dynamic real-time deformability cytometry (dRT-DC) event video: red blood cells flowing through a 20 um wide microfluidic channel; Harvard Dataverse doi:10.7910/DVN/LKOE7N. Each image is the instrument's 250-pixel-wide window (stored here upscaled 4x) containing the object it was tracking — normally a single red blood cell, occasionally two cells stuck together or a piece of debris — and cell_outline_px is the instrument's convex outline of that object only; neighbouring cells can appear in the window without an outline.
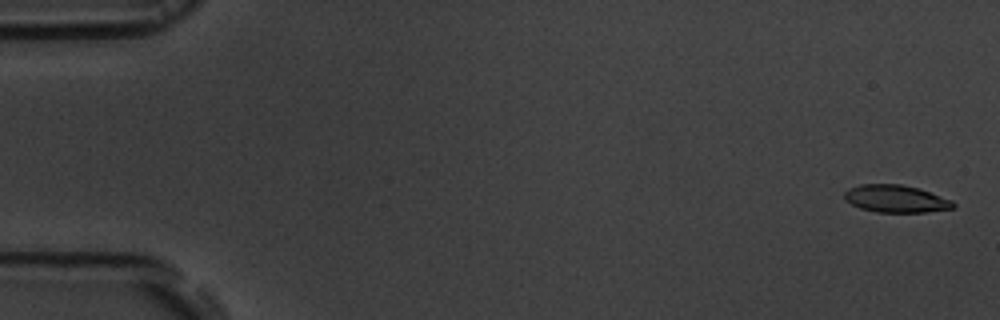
{"species": "common noctule bat (a hibernating species)", "species_latin": "Nyctalus noctula", "temperature_condition": "room temperature", "stored_images_in_passage": 17, "camera_frame_rate_fps": 3000, "um_per_image_px": 0.085, "animal": {"sex": "male", "body_mass_g": 19.5, "forearm_length_mm": 54.6}, "frame": {"image": 1, "passage_image": 1, "time_ms": 0.0, "image_size_px": [1000, 320], "cell_outline_px": [[956, 208], [928, 212], [876, 212], [860, 208], [844, 200], [844, 192], [848, 188], [860, 184], [900, 184], [920, 188], [952, 200], [956, 204]], "centroid_in_image_um": [76.16, 16.89], "position_along_channel_um": 8.8, "area_um2": 17.63}}
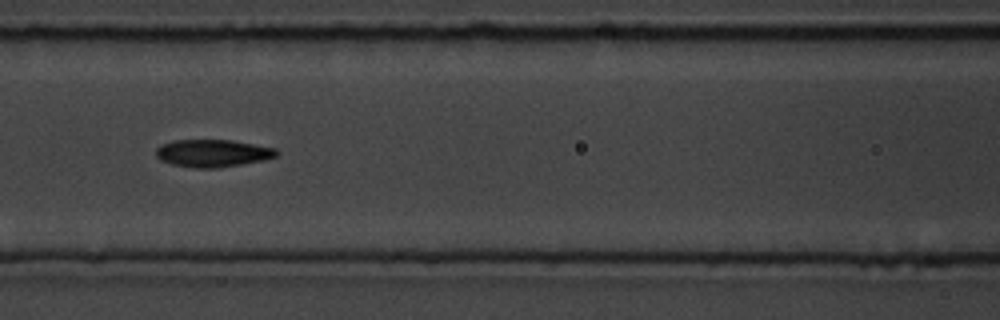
{"frame": {"image": 2, "passage_image": 7, "time_ms": 7.667, "image_size_px": [1000, 320], "cell_outline_px": [[280, 152], [276, 156], [264, 160], [220, 168], [196, 168], [172, 164], [160, 160], [156, 156], [156, 148], [172, 140], [232, 140], [276, 148]], "centroid_in_image_um": [18.1, 13.02], "position_along_channel_um": 148.5, "area_um2": 19.36}}
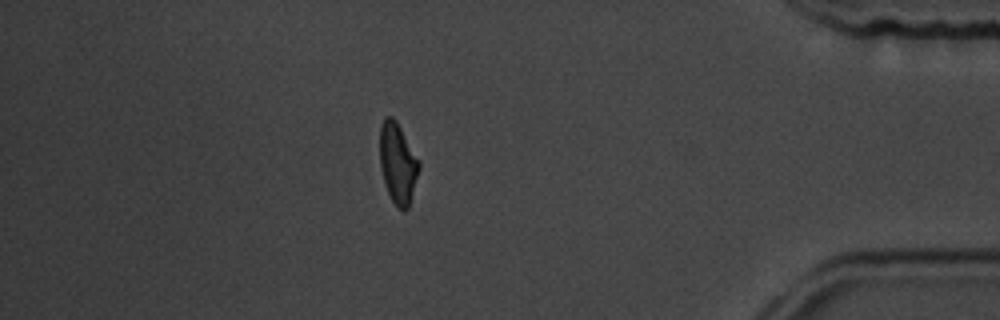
{"frame": {"image": 3, "passage_image": 14, "time_ms": 15.667, "image_size_px": [1000, 320], "cell_outline_px": [[420, 168], [408, 208], [404, 212], [396, 208], [388, 192], [380, 168], [380, 124], [384, 116], [392, 116], [396, 120], [420, 160]], "centroid_in_image_um": [33.81, 13.86], "position_along_channel_um": 401.4, "area_um2": 18.61}, "authors_computed_cell_mechanics": {"area_um2": 18.5538, "velocity_mm_per_s": 3.6767, "shape_relaxation_time_tau1_ms": 3.3073, "shape_relaxation_time_tau2_ms": 2.0544, "deformation_change_tau1": 0.1668, "deformation_change_tau2": 0.069}}